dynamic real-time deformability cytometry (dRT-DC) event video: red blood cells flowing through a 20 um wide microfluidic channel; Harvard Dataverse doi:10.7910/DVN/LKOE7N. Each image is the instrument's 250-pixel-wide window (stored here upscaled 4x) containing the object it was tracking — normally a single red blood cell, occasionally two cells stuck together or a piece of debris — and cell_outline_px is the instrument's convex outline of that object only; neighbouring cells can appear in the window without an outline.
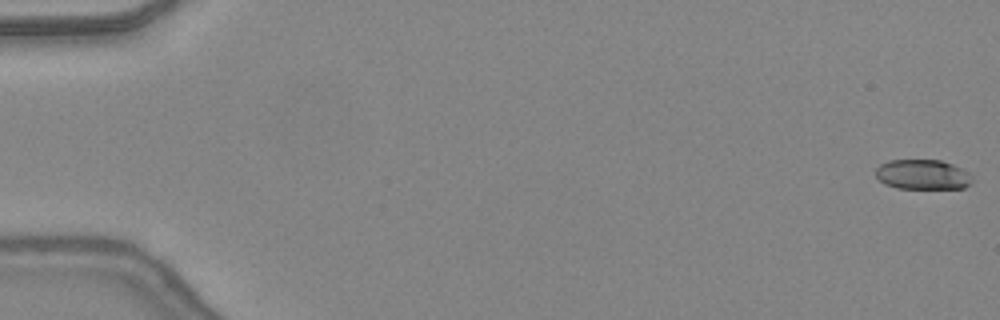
{"species": "common noctule bat (a hibernating species)", "species_latin": "Nyctalus noctula", "temperature_condition": "warm", "stored_images_in_passage": 47, "camera_frame_rate_fps": 3000, "um_per_image_px": 0.085, "animal": {"sex": "female", "body_mass_g": 24.6, "forearm_length_mm": 56.2}, "frame": {"image": 1, "passage_image": 1, "time_ms": 0.0, "image_size_px": [1000, 320], "cell_outline_px": [[972, 184], [964, 188], [896, 188], [884, 184], [876, 176], [876, 168], [880, 164], [888, 160], [940, 160], [952, 164], [968, 172], [972, 176]], "centroid_in_image_um": [78.42, 14.84], "position_along_channel_um": 6.6, "area_um2": 16.88}}
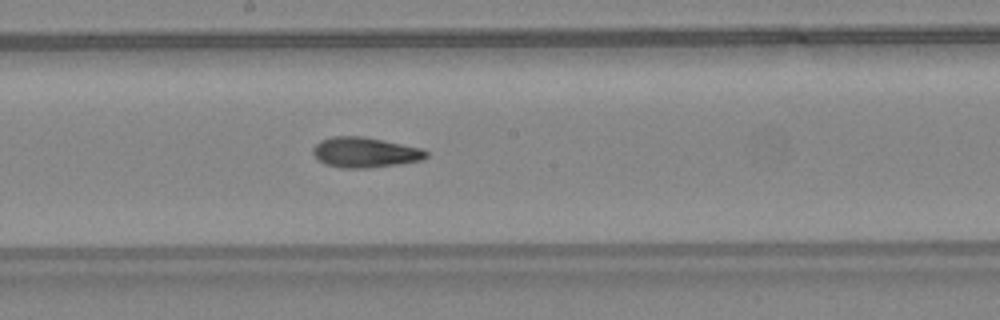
{"frame": {"image": 2, "passage_image": 27, "time_ms": 8.667, "image_size_px": [1000, 320], "cell_outline_px": [[428, 156], [424, 160], [368, 168], [344, 168], [324, 164], [312, 152], [312, 148], [320, 140], [332, 136], [360, 136], [384, 140], [424, 148], [428, 152]], "centroid_in_image_um": [31.05, 12.94], "position_along_channel_um": 217.1, "area_um2": 20.06}}
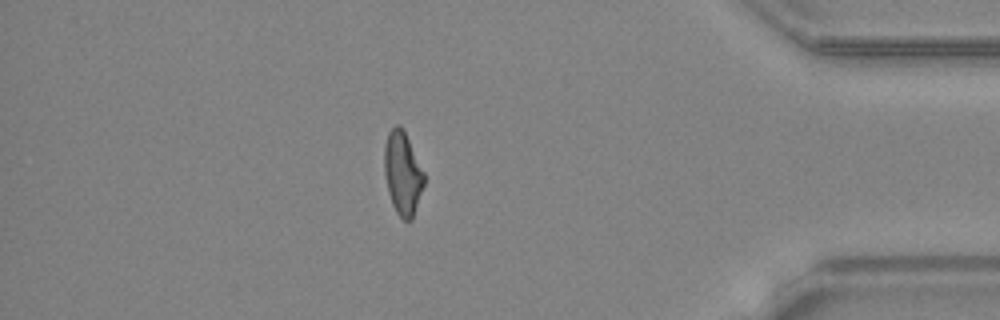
{"frame": {"image": 3, "passage_image": 42, "time_ms": 13.667, "image_size_px": [1000, 320], "cell_outline_px": [[424, 184], [412, 220], [404, 220], [396, 212], [392, 204], [388, 192], [384, 172], [384, 144], [388, 132], [396, 124], [400, 124], [404, 128], [424, 172]], "centroid_in_image_um": [34.21, 14.68], "position_along_channel_um": 401.0, "area_um2": 19.42}}